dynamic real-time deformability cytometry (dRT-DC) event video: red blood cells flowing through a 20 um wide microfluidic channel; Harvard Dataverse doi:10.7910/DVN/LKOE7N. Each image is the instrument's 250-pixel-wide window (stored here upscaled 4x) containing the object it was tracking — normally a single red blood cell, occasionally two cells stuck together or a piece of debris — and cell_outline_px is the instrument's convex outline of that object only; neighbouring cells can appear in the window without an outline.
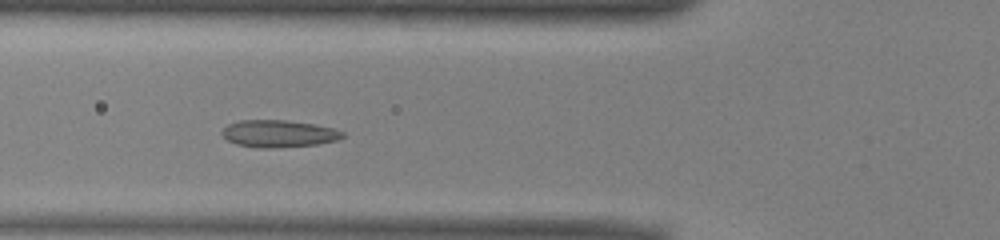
{"species": "common noctule bat (a hibernating species)", "species_latin": "Nyctalus noctula", "temperature_condition": "warm", "stored_images_in_passage": 37, "camera_frame_rate_fps": 3000, "um_per_image_px": 0.085, "animal": {"sex": "male", "body_mass_g": 13.0, "forearm_length_mm": 53.1}, "frame": {"image": 1, "passage_image": 4, "time_ms": 1.0, "image_size_px": [1000, 240], "cell_outline_px": [[344, 136], [336, 140], [316, 144], [272, 148], [260, 148], [236, 144], [228, 140], [220, 132], [228, 124], [240, 120], [284, 120], [316, 124], [336, 128], [344, 132]], "centroid_in_image_um": [23.7, 11.35], "position_along_channel_um": 102.1, "area_um2": 19.07}}
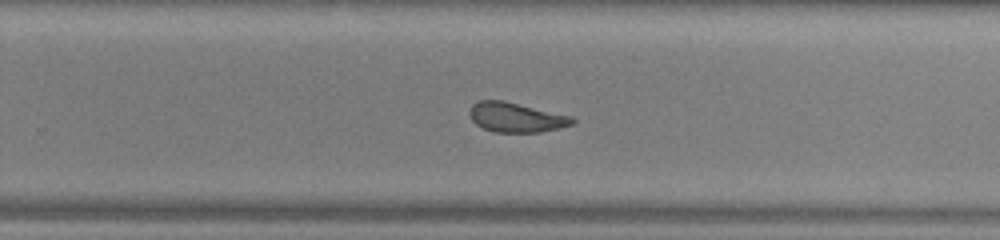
{"frame": {"image": 2, "passage_image": 18, "time_ms": 5.667, "image_size_px": [1000, 240], "cell_outline_px": [[576, 120], [572, 124], [540, 132], [496, 132], [484, 128], [476, 124], [472, 120], [468, 112], [472, 104], [480, 100], [504, 100], [572, 116]], "centroid_in_image_um": [43.84, 9.96], "position_along_channel_um": 286.0, "area_um2": 17.69}}
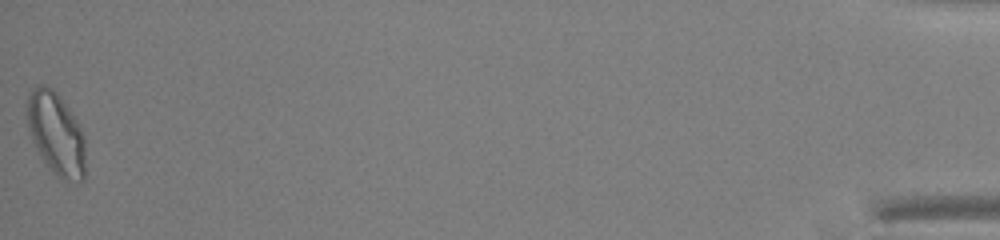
{"frame": {"image": 3, "passage_image": 37, "time_ms": 12.0, "image_size_px": [1000, 240], "cell_outline_px": [[84, 180], [60, 180], [48, 168], [40, 156], [32, 140], [28, 124], [28, 96], [32, 88], [40, 84], [44, 84], [52, 88], [56, 92], [68, 108], [76, 120], [84, 136]], "centroid_in_image_um": [4.76, 11.38], "position_along_channel_um": 430.4, "area_um2": 27.74}, "authors_computed_cell_mechanics": {"area_um2": 18.8428, "velocity_mm_per_s": 3.9488, "shape_relaxation_time_tau1_ms": 10.2368, "shape_relaxation_time_tau2_ms": 1.4207, "deformation_change_tau1": 0.1803, "deformation_change_tau2": 0.0849}}